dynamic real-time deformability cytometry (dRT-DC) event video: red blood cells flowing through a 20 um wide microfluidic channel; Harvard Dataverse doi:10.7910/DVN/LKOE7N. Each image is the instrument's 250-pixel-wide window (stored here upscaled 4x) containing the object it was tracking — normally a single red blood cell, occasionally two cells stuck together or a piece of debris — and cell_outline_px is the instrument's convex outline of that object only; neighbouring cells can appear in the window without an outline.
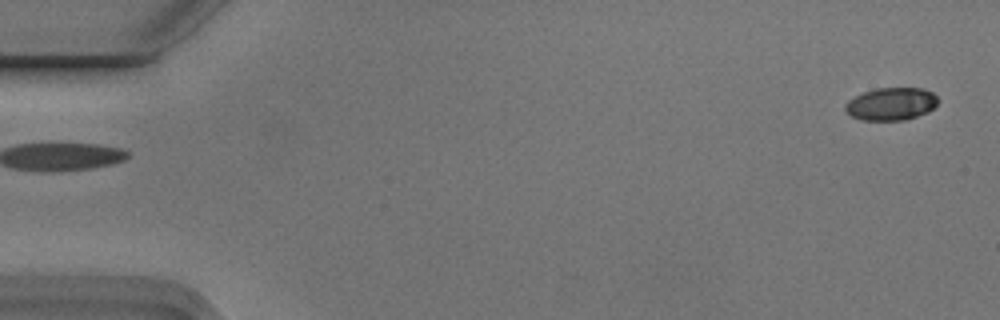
{"species": "Egyptian fruit bat (a non-hibernating species)", "species_latin": "Rousettus aegyptiacus", "temperature_condition": "cold", "stored_images_in_passage": 3, "segment_of_instrument_passage": [2, 2], "camera_frame_rate_fps": 3000, "um_per_image_px": 0.085, "animal": {"sex": "male"}, "frame": {"image": 1, "passage_image": 3, "time_ms": 0.667, "image_size_px": [1000, 320], "cell_outline_px": [[936, 104], [928, 112], [904, 120], [860, 120], [852, 116], [844, 108], [848, 100], [864, 92], [876, 88], [924, 88], [932, 92], [936, 96]], "centroid_in_image_um": [75.74, 8.83], "position_along_channel_um": 9.3, "area_um2": 17.46}}